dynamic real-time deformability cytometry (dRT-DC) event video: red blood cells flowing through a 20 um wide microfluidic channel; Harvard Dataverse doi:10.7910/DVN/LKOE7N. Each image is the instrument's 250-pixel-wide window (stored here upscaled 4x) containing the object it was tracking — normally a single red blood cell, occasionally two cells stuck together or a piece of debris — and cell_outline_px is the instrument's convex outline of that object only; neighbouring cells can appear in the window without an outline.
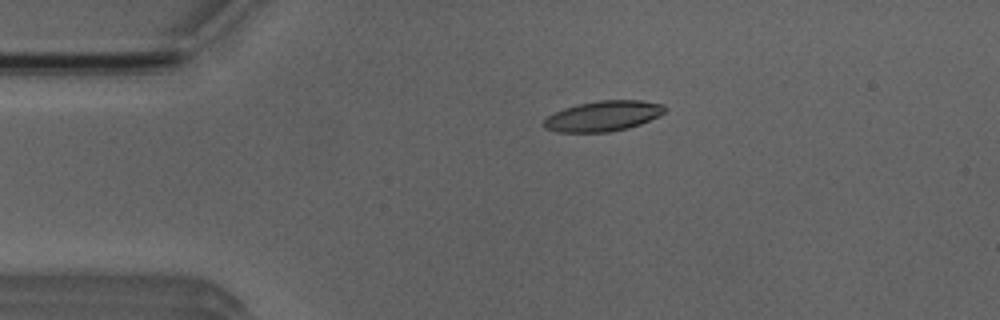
{"species": "Egyptian fruit bat (a non-hibernating species)", "species_latin": "Rousettus aegyptiacus", "temperature_condition": "room temperature", "stored_images_in_passage": 4, "camera_frame_rate_fps": 3000, "um_per_image_px": 0.085, "animal": {"sex": "male"}, "frame": {"image": 1, "passage_image": 3, "time_ms": 2.333, "image_size_px": [1000, 320], "cell_outline_px": [[664, 112], [640, 124], [628, 128], [608, 132], [556, 132], [544, 128], [544, 120], [548, 116], [564, 108], [576, 104], [596, 100], [640, 100], [660, 104], [664, 108]], "centroid_in_image_um": [51.2, 9.86], "position_along_channel_um": 33.8, "area_um2": 21.15}}